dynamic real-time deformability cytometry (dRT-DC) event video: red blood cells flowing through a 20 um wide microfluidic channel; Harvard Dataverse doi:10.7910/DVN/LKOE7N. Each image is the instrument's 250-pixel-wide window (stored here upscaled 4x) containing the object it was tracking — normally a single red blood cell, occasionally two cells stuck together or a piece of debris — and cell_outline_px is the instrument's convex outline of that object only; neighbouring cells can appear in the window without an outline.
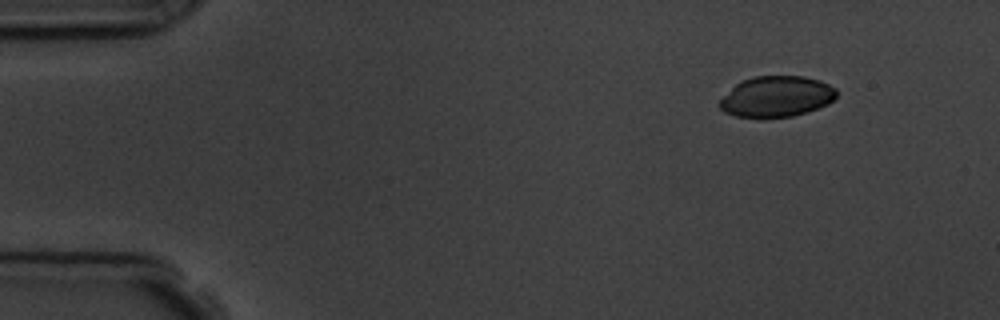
{"species": "common noctule bat (a hibernating species)", "species_latin": "Nyctalus noctula", "temperature_condition": "room temperature", "stored_images_in_passage": 3, "camera_frame_rate_fps": 3000, "um_per_image_px": 0.085, "animal": {"sex": "male", "body_mass_g": 19.5, "forearm_length_mm": 54.6}, "frame": {"image": 1, "passage_image": 1, "time_ms": 0.0, "image_size_px": [1000, 320], "cell_outline_px": [[836, 96], [828, 104], [792, 116], [736, 116], [724, 112], [720, 108], [720, 100], [740, 80], [752, 76], [804, 76], [820, 80], [836, 88]], "centroid_in_image_um": [66.01, 8.17], "position_along_channel_um": 19.0, "area_um2": 27.34}}